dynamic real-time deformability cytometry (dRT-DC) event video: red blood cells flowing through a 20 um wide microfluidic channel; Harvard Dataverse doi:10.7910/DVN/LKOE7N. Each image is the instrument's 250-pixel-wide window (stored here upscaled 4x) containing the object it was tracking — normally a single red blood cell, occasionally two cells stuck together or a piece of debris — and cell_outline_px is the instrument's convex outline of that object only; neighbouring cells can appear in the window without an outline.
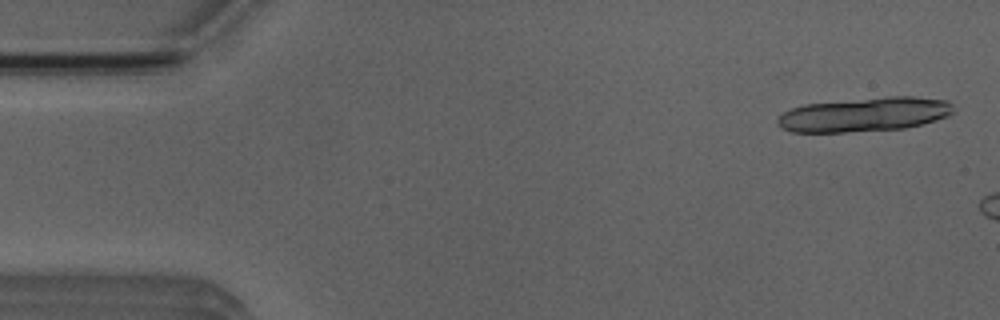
{"species": "Egyptian fruit bat (a non-hibernating species)", "species_latin": "Rousettus aegyptiacus", "temperature_condition": "room temperature", "stored_images_in_passage": 4, "camera_frame_rate_fps": 3000, "um_per_image_px": 0.085, "animal": {"sex": "male"}, "frame": {"image": 1, "passage_image": 1, "time_ms": 0.0, "image_size_px": [1000, 320], "cell_outline_px": [[952, 112], [948, 116], [936, 120], [904, 128], [844, 132], [792, 132], [780, 128], [776, 124], [776, 120], [784, 112], [792, 108], [804, 104], [888, 96], [912, 96], [948, 100], [952, 104]], "centroid_in_image_um": [73.45, 9.73], "position_along_channel_um": 11.5, "area_um2": 35.03}}